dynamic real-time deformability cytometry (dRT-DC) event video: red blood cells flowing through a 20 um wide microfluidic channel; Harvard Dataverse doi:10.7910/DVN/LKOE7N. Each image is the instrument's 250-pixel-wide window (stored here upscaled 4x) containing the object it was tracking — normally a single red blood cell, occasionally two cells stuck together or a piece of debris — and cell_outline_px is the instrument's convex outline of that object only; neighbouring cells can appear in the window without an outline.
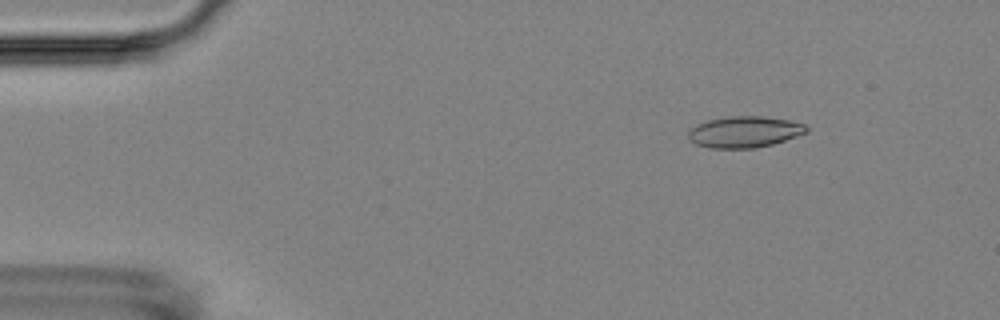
{"species": "Egyptian fruit bat (a non-hibernating species)", "species_latin": "Rousettus aegyptiacus", "temperature_condition": "room temperature", "stored_images_in_passage": 6, "camera_frame_rate_fps": 3000, "um_per_image_px": 0.085, "animal": {"sex": "female"}, "frame": {"image": 1, "passage_image": 3, "time_ms": 2.0, "image_size_px": [1000, 320], "cell_outline_px": [[808, 132], [772, 144], [756, 148], [708, 148], [696, 144], [688, 140], [688, 132], [696, 124], [708, 120], [728, 116], [764, 116], [788, 120], [804, 124], [808, 128]], "centroid_in_image_um": [63.25, 11.21], "position_along_channel_um": 21.8, "area_um2": 21.56}}